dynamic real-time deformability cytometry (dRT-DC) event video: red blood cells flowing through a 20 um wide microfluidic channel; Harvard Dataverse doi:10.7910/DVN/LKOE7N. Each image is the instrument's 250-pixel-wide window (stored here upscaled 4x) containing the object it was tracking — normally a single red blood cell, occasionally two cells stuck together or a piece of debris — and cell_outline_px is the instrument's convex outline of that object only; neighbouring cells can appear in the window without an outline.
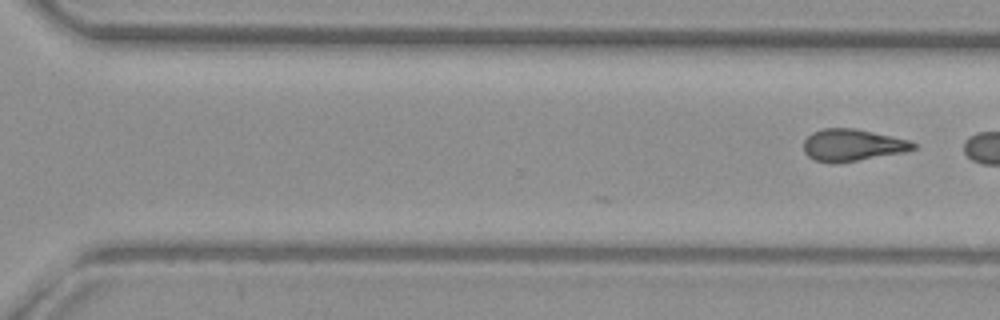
{"species": "common noctule bat (a hibernating species)", "species_latin": "Nyctalus noctula", "temperature_condition": "warm", "stored_images_in_passage": 25, "camera_frame_rate_fps": 3000, "um_per_image_px": 0.085, "animal": {"sex": "female", "body_mass_g": 29.2, "forearm_length_mm": 56.3}, "frame": {"image": 1, "passage_image": 25, "time_ms": 8.0, "image_size_px": [1000, 320], "cell_outline_px": [[916, 148], [904, 152], [836, 164], [832, 164], [816, 160], [808, 156], [804, 152], [804, 140], [812, 132], [824, 128], [856, 128], [908, 140], [916, 144]], "centroid_in_image_um": [72.43, 12.34], "position_along_channel_um": 298.2, "area_um2": 20.4}}